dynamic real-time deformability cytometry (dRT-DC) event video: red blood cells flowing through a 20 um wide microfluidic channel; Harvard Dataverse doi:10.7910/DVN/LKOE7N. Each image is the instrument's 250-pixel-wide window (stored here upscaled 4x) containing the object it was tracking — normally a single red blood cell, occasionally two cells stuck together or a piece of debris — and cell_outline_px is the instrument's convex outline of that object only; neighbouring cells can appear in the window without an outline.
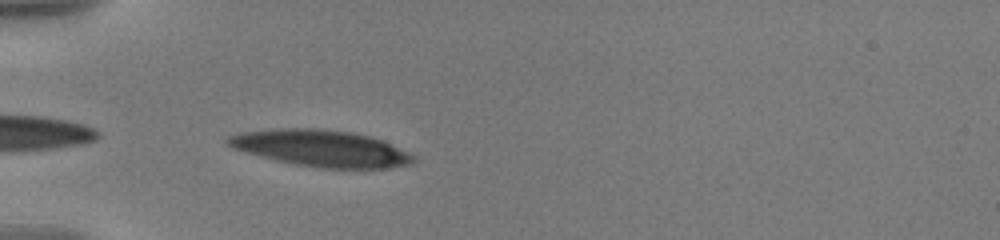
{"species": "human", "species_latin": "Homo sapiens", "temperature_condition": "warm", "stored_images_in_passage": 35, "camera_frame_rate_fps": 3000, "um_per_image_px": 0.085, "donor": {"sex": "male"}, "frame": {"image": 1, "passage_image": 1, "time_ms": 0.0, "image_size_px": [1000, 240], "cell_outline_px": [[416, 156], [412, 164], [388, 168], [324, 168], [296, 164], [276, 160], [232, 148], [224, 140], [228, 136], [240, 132], [276, 128], [316, 128], [352, 132], [368, 136], [380, 140], [408, 152]], "centroid_in_image_um": [27.26, 12.6], "position_along_channel_um": 57.7, "area_um2": 39.25}}
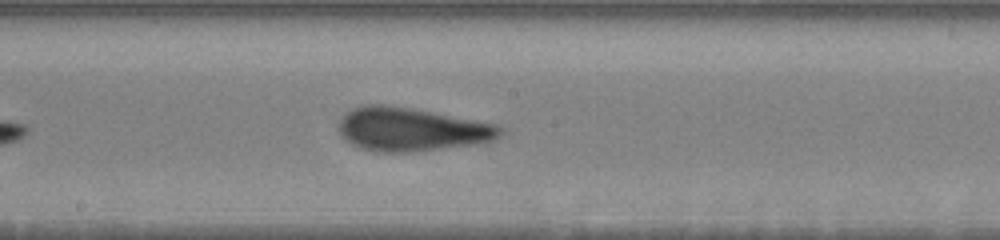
{"frame": {"image": 2, "passage_image": 18, "time_ms": 4.667, "image_size_px": [1000, 240], "cell_outline_px": [[504, 132], [500, 136], [492, 140], [476, 144], [408, 152], [376, 152], [360, 148], [344, 140], [340, 136], [336, 128], [340, 120], [352, 108], [364, 104], [384, 104], [412, 108], [496, 124], [504, 128]], "centroid_in_image_um": [34.92, 10.99], "position_along_channel_um": 213.3, "area_um2": 41.1}}
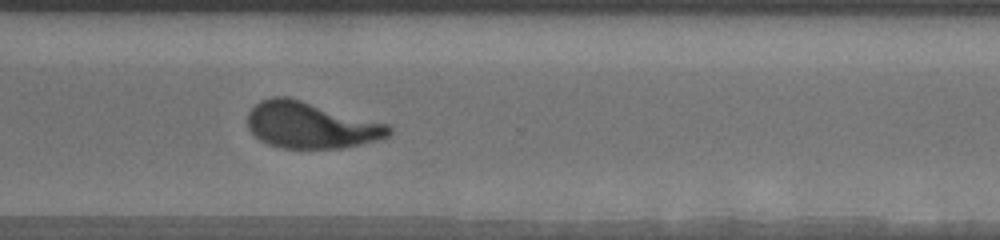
{"frame": {"image": 3, "passage_image": 29, "time_ms": 8.333, "image_size_px": [1000, 240], "cell_outline_px": [[392, 132], [388, 136], [380, 140], [344, 148], [284, 148], [268, 144], [260, 140], [248, 128], [248, 112], [260, 100], [272, 96], [288, 96], [388, 124], [392, 128]], "centroid_in_image_um": [26.43, 10.64], "position_along_channel_um": 344.2, "area_um2": 38.26}, "authors_computed_cell_mechanics": {"area_um2": 39.882, "velocity_mm_per_s": 3.5918, "shape_relaxation_time_tau1_ms": 4.5317, "shape_relaxation_time_tau2_ms": 0.8692, "deformation_change_tau1": 0.2062, "deformation_change_tau2": 0.0892}}